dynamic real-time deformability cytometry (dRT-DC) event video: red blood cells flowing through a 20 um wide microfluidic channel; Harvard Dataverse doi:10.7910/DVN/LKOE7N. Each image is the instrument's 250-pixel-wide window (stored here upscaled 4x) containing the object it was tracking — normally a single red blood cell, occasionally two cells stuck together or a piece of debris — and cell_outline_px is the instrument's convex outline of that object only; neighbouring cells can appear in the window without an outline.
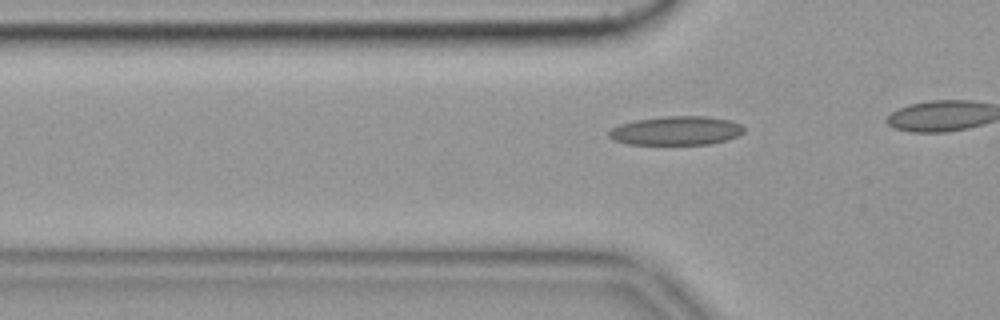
{"species": "common noctule bat (a hibernating species)", "species_latin": "Nyctalus noctula", "temperature_condition": "cold", "stored_images_in_passage": 14, "camera_frame_rate_fps": 3000, "um_per_image_px": 0.085, "animal": {"sex": "female", "body_mass_g": 19.9}, "frame": {"image": 1, "passage_image": 8, "time_ms": 2.333, "image_size_px": [1000, 320], "cell_outline_px": [[744, 132], [728, 140], [708, 144], [628, 144], [612, 140], [608, 136], [608, 132], [612, 128], [620, 124], [636, 120], [664, 116], [708, 116], [732, 120], [740, 124], [744, 128]], "centroid_in_image_um": [57.48, 11.1], "position_along_channel_um": 68.3, "area_um2": 22.83}}